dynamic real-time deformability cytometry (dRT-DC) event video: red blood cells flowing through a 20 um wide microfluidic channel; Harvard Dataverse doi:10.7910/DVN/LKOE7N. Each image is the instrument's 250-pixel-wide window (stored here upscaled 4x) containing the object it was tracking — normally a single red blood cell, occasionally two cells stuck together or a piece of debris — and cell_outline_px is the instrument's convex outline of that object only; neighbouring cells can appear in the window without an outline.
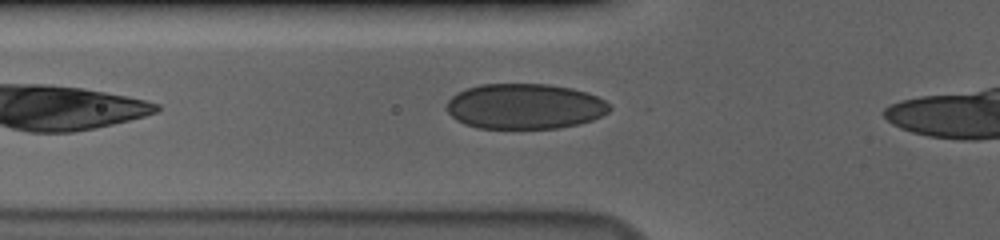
{"species": "human", "species_latin": "Homo sapiens", "temperature_condition": "cold", "stored_images_in_passage": 27, "camera_frame_rate_fps": 3000, "um_per_image_px": 0.085, "donor": {"sex": "male"}, "frame": {"image": 1, "passage_image": 6, "time_ms": 1.667, "image_size_px": [1000, 240], "cell_outline_px": [[612, 108], [608, 112], [592, 120], [580, 124], [560, 128], [476, 128], [464, 124], [456, 120], [448, 112], [448, 100], [456, 92], [480, 84], [548, 84], [572, 88], [588, 92], [604, 100]], "centroid_in_image_um": [44.61, 9.04], "position_along_channel_um": 81.2, "area_um2": 43.23}}
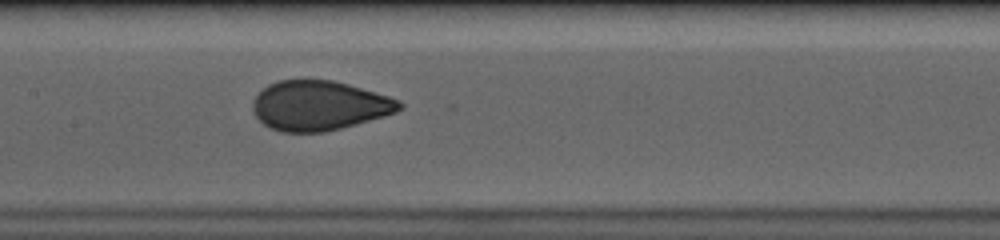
{"frame": {"image": 2, "passage_image": 14, "time_ms": 4.333, "image_size_px": [1000, 240], "cell_outline_px": [[404, 108], [396, 112], [384, 116], [340, 128], [324, 132], [280, 132], [264, 124], [256, 116], [252, 108], [252, 100], [268, 84], [276, 80], [332, 80], [348, 84], [388, 96], [400, 100], [404, 104]], "centroid_in_image_um": [27.13, 8.97], "position_along_channel_um": 180.3, "area_um2": 42.31}}
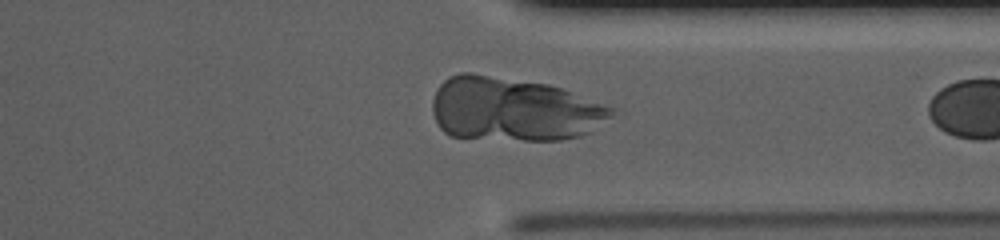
{"frame": {"image": 3, "passage_image": 26, "time_ms": 8.333, "image_size_px": [1000, 240], "cell_outline_px": [[620, 108], [612, 116], [588, 132], [580, 136], [560, 140], [524, 140], [448, 136], [440, 128], [432, 112], [432, 100], [440, 84], [448, 76], [460, 72], [472, 72], [548, 84]], "centroid_in_image_um": [43.67, 9.27], "position_along_channel_um": 367.7, "area_um2": 67.05}}